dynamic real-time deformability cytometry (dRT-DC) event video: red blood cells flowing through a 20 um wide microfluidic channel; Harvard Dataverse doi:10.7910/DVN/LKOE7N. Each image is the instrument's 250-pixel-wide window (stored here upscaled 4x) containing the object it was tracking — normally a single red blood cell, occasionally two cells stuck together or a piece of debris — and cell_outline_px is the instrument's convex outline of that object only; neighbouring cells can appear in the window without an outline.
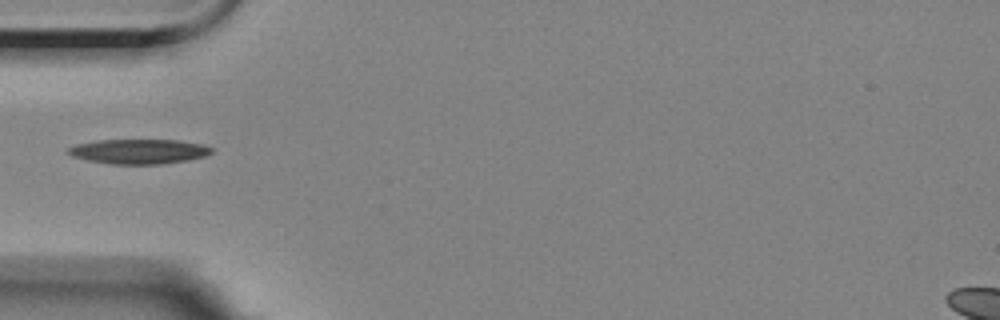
{"species": "Egyptian fruit bat (a non-hibernating species)", "species_latin": "Rousettus aegyptiacus", "temperature_condition": "room temperature", "stored_images_in_passage": 4, "camera_frame_rate_fps": 3000, "um_per_image_px": 0.085, "animal": {"sex": "female"}, "frame": {"image": 1, "passage_image": 3, "time_ms": 2.333, "image_size_px": [1000, 320], "cell_outline_px": [[212, 152], [204, 156], [188, 160], [164, 164], [108, 164], [88, 160], [72, 156], [64, 152], [68, 148], [76, 144], [96, 140], [176, 140], [204, 144], [212, 148]], "centroid_in_image_um": [11.77, 12.87], "position_along_channel_um": 73.2, "area_um2": 20.81}}
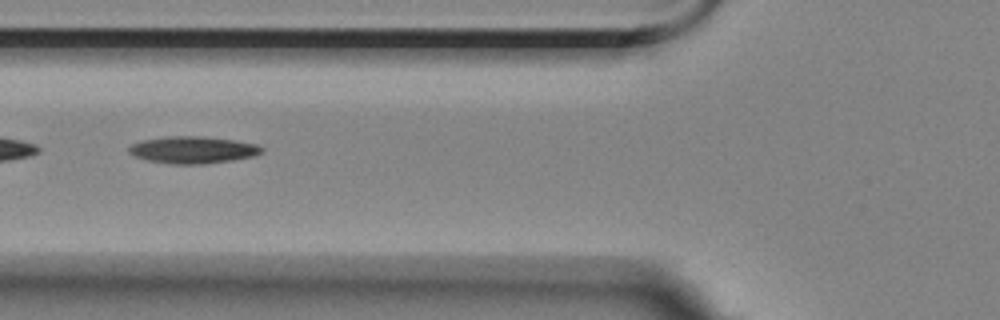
{"frame": {"image": 2, "passage_image": 4, "time_ms": 3.333, "image_size_px": [1000, 320], "cell_outline_px": [[264, 152], [252, 156], [232, 160], [204, 164], [172, 164], [148, 160], [136, 156], [128, 152], [128, 148], [132, 144], [144, 140], [168, 136], [204, 136], [232, 140], [256, 144], [264, 148]], "centroid_in_image_um": [16.41, 12.74], "position_along_channel_um": 109.4, "area_um2": 20.75}}